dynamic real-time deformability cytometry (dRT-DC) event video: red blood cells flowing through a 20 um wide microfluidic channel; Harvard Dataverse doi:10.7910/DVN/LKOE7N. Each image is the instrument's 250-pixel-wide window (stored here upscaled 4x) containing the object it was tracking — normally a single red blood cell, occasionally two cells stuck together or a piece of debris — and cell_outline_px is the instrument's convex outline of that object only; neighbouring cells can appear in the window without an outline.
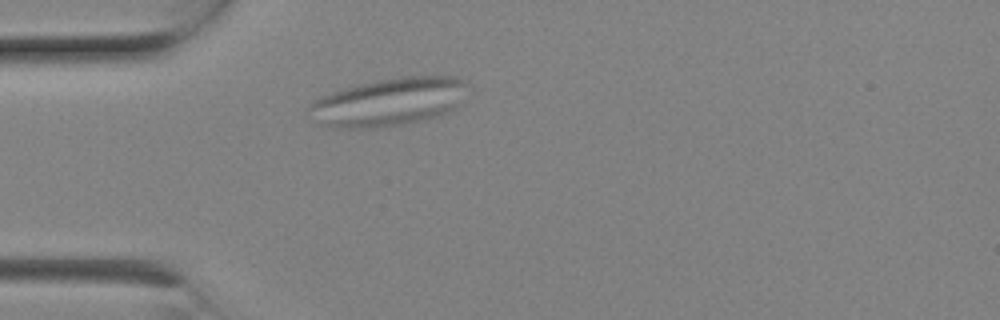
{"species": "Egyptian fruit bat (a non-hibernating species)", "species_latin": "Rousettus aegyptiacus", "temperature_condition": "room temperature", "stored_images_in_passage": 8, "camera_frame_rate_fps": 3000, "um_per_image_px": 0.085, "animal": {"sex": "female"}, "frame": {"image": 1, "passage_image": 5, "time_ms": 1.333, "image_size_px": [1000, 320], "cell_outline_px": [[464, 104], [456, 108], [436, 116], [424, 120], [376, 128], [336, 128], [320, 124], [312, 120], [308, 108], [308, 104], [312, 100], [320, 96], [344, 88], [376, 80], [400, 76], [460, 76], [464, 80]], "centroid_in_image_um": [33.03, 8.66], "position_along_channel_um": 52.0, "area_um2": 44.74}}
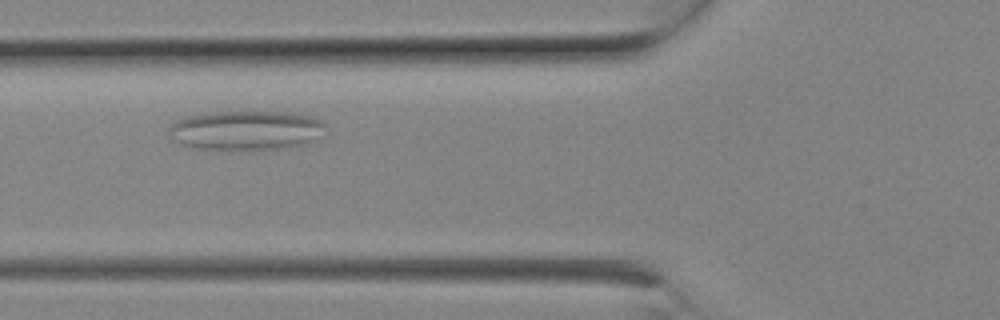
{"frame": {"image": 2, "passage_image": 7, "time_ms": 2.0, "image_size_px": [1000, 320], "cell_outline_px": [[324, 124], [304, 144], [288, 148], [196, 148], [172, 140], [168, 128], [172, 124], [188, 116], [212, 112], [280, 112], [312, 116], [324, 120]], "centroid_in_image_um": [20.83, 11.05], "position_along_channel_um": 105.0, "area_um2": 34.56}}